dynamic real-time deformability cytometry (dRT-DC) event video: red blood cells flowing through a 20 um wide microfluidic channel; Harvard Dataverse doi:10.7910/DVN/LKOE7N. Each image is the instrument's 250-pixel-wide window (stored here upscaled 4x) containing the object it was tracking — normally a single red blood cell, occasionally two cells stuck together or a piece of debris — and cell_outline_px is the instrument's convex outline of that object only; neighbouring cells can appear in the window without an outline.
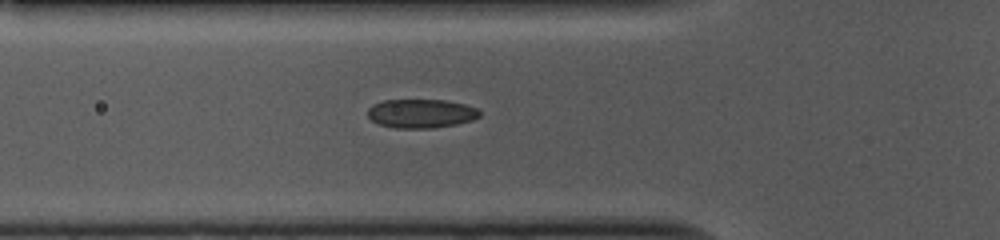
{"species": "common noctule bat (a hibernating species)", "species_latin": "Nyctalus noctula", "temperature_condition": "cold", "stored_images_in_passage": 38, "camera_frame_rate_fps": 3000, "um_per_image_px": 0.085, "animal": {"sex": "female", "body_mass_g": 10.0, "forearm_length_mm": 53.1}, "frame": {"image": 1, "passage_image": 6, "time_ms": 1.667, "image_size_px": [1000, 240], "cell_outline_px": [[480, 116], [472, 120], [456, 124], [432, 128], [396, 128], [380, 124], [372, 120], [368, 116], [368, 108], [372, 104], [384, 100], [444, 100], [464, 104], [476, 108], [480, 112]], "centroid_in_image_um": [35.78, 9.64], "position_along_channel_um": 90.0, "area_um2": 18.73}}
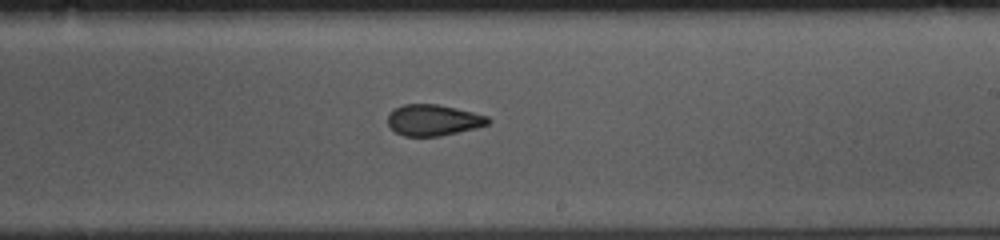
{"frame": {"image": 2, "passage_image": 19, "time_ms": 6.0, "image_size_px": [1000, 240], "cell_outline_px": [[492, 120], [488, 124], [476, 128], [440, 136], [404, 136], [396, 132], [388, 124], [388, 116], [396, 108], [404, 104], [436, 104], [456, 108], [488, 116]], "centroid_in_image_um": [36.86, 10.21], "position_along_channel_um": 252.1, "area_um2": 18.03}}
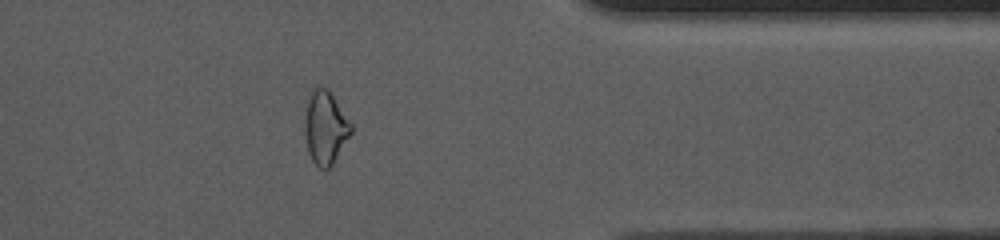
{"frame": {"image": 3, "passage_image": 31, "time_ms": 10.0, "image_size_px": [1000, 240], "cell_outline_px": [[352, 132], [332, 164], [328, 168], [320, 168], [312, 160], [308, 152], [304, 136], [304, 124], [308, 100], [312, 88], [316, 84], [320, 84], [328, 88], [352, 124]], "centroid_in_image_um": [27.63, 10.79], "position_along_channel_um": 383.8, "area_um2": 19.83}}